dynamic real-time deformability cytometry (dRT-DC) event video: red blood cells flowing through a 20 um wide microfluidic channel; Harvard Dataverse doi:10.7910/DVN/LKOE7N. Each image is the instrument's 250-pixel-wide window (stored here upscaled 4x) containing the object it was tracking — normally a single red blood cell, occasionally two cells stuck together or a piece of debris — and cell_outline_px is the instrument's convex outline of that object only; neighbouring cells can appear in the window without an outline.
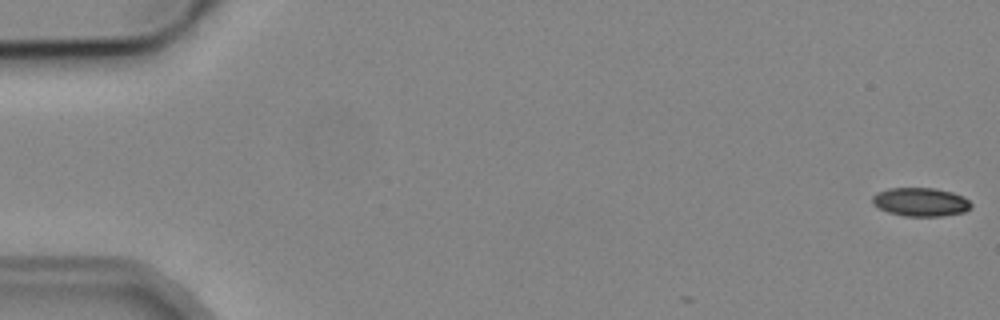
{"species": "common noctule bat (a hibernating species)", "species_latin": "Nyctalus noctula", "temperature_condition": "cold", "stored_images_in_passage": 3, "camera_frame_rate_fps": 3000, "um_per_image_px": 0.085, "animal": {"sex": "male", "body_mass_g": 19.2, "forearm_length_mm": 51.8}, "frame": {"image": 1, "passage_image": 1, "time_ms": 0.0, "image_size_px": [1000, 320], "cell_outline_px": [[972, 208], [964, 212], [940, 216], [904, 216], [888, 212], [872, 204], [872, 196], [876, 192], [888, 188], [932, 188], [952, 192], [964, 196], [972, 204]], "centroid_in_image_um": [78.25, 17.16], "position_along_channel_um": 6.8, "area_um2": 16.53}}